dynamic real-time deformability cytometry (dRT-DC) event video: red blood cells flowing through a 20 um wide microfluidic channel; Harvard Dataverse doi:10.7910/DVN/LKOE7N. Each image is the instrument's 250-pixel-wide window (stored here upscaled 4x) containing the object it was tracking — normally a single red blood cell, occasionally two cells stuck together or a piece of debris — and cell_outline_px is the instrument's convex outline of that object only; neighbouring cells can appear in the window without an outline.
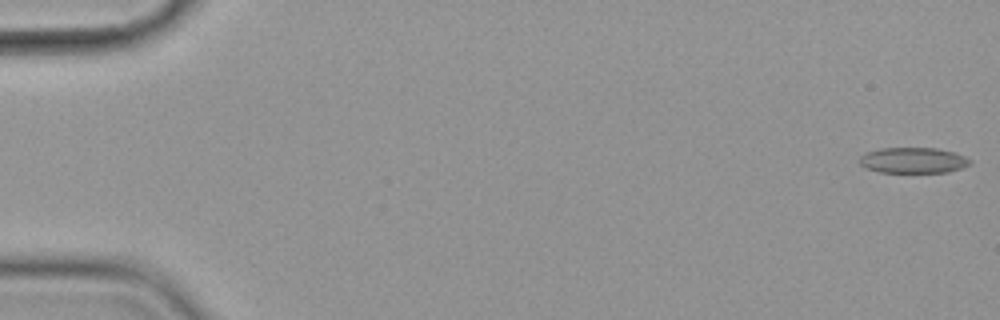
{"species": "common noctule bat (a hibernating species)", "species_latin": "Nyctalus noctula", "temperature_condition": "cold", "stored_images_in_passage": 7, "camera_frame_rate_fps": 3000, "um_per_image_px": 0.085, "animal": {"sex": "female", "body_mass_g": 19.9}, "frame": {"image": 1, "passage_image": 1, "time_ms": 0.0, "image_size_px": [1000, 320], "cell_outline_px": [[972, 164], [948, 172], [880, 172], [868, 168], [860, 164], [860, 156], [864, 152], [880, 148], [936, 148], [956, 152], [972, 160]], "centroid_in_image_um": [77.64, 13.61], "position_along_channel_um": 7.4, "area_um2": 16.59}}
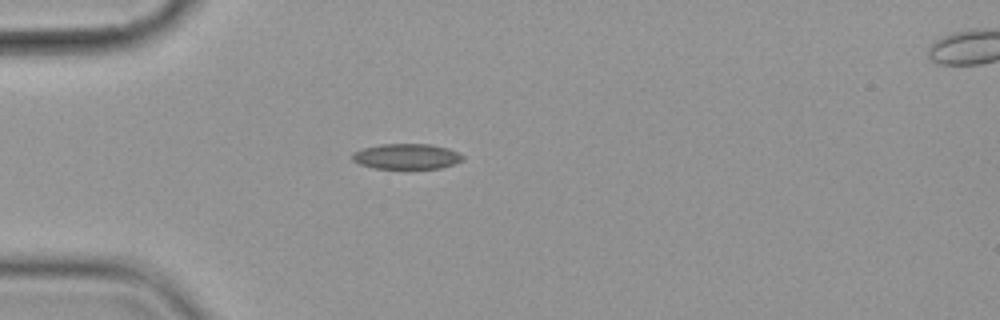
{"frame": {"image": 2, "passage_image": 5, "time_ms": 5.0, "image_size_px": [1000, 320], "cell_outline_px": [[464, 160], [440, 168], [372, 168], [360, 164], [352, 160], [352, 152], [364, 148], [380, 144], [428, 144], [448, 148], [464, 156]], "centroid_in_image_um": [34.54, 13.29], "position_along_channel_um": 50.5, "area_um2": 16.24}}
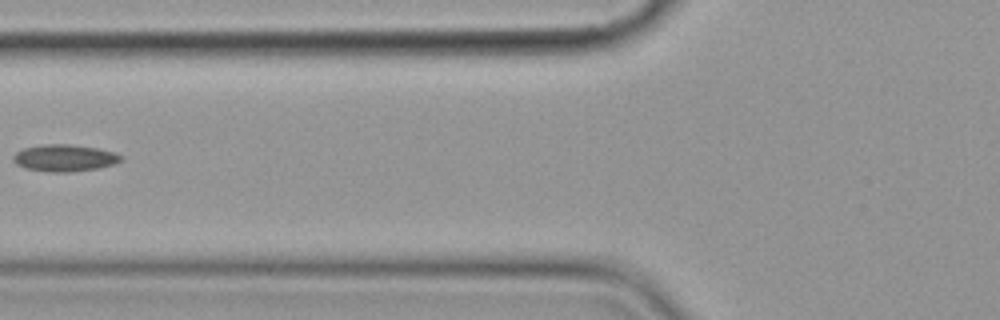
{"frame": {"image": 3, "passage_image": 7, "time_ms": 7.333, "image_size_px": [1000, 320], "cell_outline_px": [[124, 160], [100, 168], [68, 172], [48, 172], [24, 168], [16, 164], [12, 160], [12, 156], [16, 152], [24, 148], [44, 144], [68, 144], [96, 148], [116, 152]], "centroid_in_image_um": [5.46, 13.43], "position_along_channel_um": 120.3, "area_um2": 16.94}}